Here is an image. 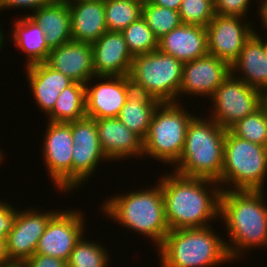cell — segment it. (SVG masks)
Returning a JSON list of instances; mask_svg holds the SVG:
<instances>
[{
	"mask_svg": "<svg viewBox=\"0 0 267 267\" xmlns=\"http://www.w3.org/2000/svg\"><path fill=\"white\" fill-rule=\"evenodd\" d=\"M158 49L183 63L204 57L209 54L206 27L182 23L158 40Z\"/></svg>",
	"mask_w": 267,
	"mask_h": 267,
	"instance_id": "ffe728a7",
	"label": "cell"
},
{
	"mask_svg": "<svg viewBox=\"0 0 267 267\" xmlns=\"http://www.w3.org/2000/svg\"><path fill=\"white\" fill-rule=\"evenodd\" d=\"M211 226L170 230L155 249L159 267H217L233 262L223 239Z\"/></svg>",
	"mask_w": 267,
	"mask_h": 267,
	"instance_id": "5b68a950",
	"label": "cell"
},
{
	"mask_svg": "<svg viewBox=\"0 0 267 267\" xmlns=\"http://www.w3.org/2000/svg\"><path fill=\"white\" fill-rule=\"evenodd\" d=\"M183 0H151L150 2L157 6L179 11Z\"/></svg>",
	"mask_w": 267,
	"mask_h": 267,
	"instance_id": "ab89813d",
	"label": "cell"
},
{
	"mask_svg": "<svg viewBox=\"0 0 267 267\" xmlns=\"http://www.w3.org/2000/svg\"><path fill=\"white\" fill-rule=\"evenodd\" d=\"M215 14L247 18L252 0H213ZM251 2V3H250Z\"/></svg>",
	"mask_w": 267,
	"mask_h": 267,
	"instance_id": "e575fe53",
	"label": "cell"
},
{
	"mask_svg": "<svg viewBox=\"0 0 267 267\" xmlns=\"http://www.w3.org/2000/svg\"><path fill=\"white\" fill-rule=\"evenodd\" d=\"M265 57H267V38L265 39Z\"/></svg>",
	"mask_w": 267,
	"mask_h": 267,
	"instance_id": "7dc6e473",
	"label": "cell"
},
{
	"mask_svg": "<svg viewBox=\"0 0 267 267\" xmlns=\"http://www.w3.org/2000/svg\"><path fill=\"white\" fill-rule=\"evenodd\" d=\"M266 178L267 147L239 138L227 130L219 182L222 191L263 190Z\"/></svg>",
	"mask_w": 267,
	"mask_h": 267,
	"instance_id": "8992f818",
	"label": "cell"
},
{
	"mask_svg": "<svg viewBox=\"0 0 267 267\" xmlns=\"http://www.w3.org/2000/svg\"><path fill=\"white\" fill-rule=\"evenodd\" d=\"M46 63L73 81L82 84H86L95 76L90 43L73 40L66 42L51 49Z\"/></svg>",
	"mask_w": 267,
	"mask_h": 267,
	"instance_id": "ac0fdd59",
	"label": "cell"
},
{
	"mask_svg": "<svg viewBox=\"0 0 267 267\" xmlns=\"http://www.w3.org/2000/svg\"><path fill=\"white\" fill-rule=\"evenodd\" d=\"M13 23L11 40H14V46L23 51L28 58L24 67L46 62L51 49L46 43L43 30L27 15L16 19Z\"/></svg>",
	"mask_w": 267,
	"mask_h": 267,
	"instance_id": "cb8c5ba5",
	"label": "cell"
},
{
	"mask_svg": "<svg viewBox=\"0 0 267 267\" xmlns=\"http://www.w3.org/2000/svg\"><path fill=\"white\" fill-rule=\"evenodd\" d=\"M245 19L215 14L206 26L209 54L232 66L256 29L253 27L255 23Z\"/></svg>",
	"mask_w": 267,
	"mask_h": 267,
	"instance_id": "7c38bea8",
	"label": "cell"
},
{
	"mask_svg": "<svg viewBox=\"0 0 267 267\" xmlns=\"http://www.w3.org/2000/svg\"><path fill=\"white\" fill-rule=\"evenodd\" d=\"M7 267H23V266L21 264L12 263L11 265H9Z\"/></svg>",
	"mask_w": 267,
	"mask_h": 267,
	"instance_id": "bcb514c9",
	"label": "cell"
},
{
	"mask_svg": "<svg viewBox=\"0 0 267 267\" xmlns=\"http://www.w3.org/2000/svg\"><path fill=\"white\" fill-rule=\"evenodd\" d=\"M16 209L12 230L6 238V253L11 263L21 264L35 254L39 238L57 210ZM43 211V212H42Z\"/></svg>",
	"mask_w": 267,
	"mask_h": 267,
	"instance_id": "4fadbf2b",
	"label": "cell"
},
{
	"mask_svg": "<svg viewBox=\"0 0 267 267\" xmlns=\"http://www.w3.org/2000/svg\"><path fill=\"white\" fill-rule=\"evenodd\" d=\"M72 150V190L74 192V189L88 182L91 175H94L100 161L109 162V160L102 149L78 148L77 144H73Z\"/></svg>",
	"mask_w": 267,
	"mask_h": 267,
	"instance_id": "4316f807",
	"label": "cell"
},
{
	"mask_svg": "<svg viewBox=\"0 0 267 267\" xmlns=\"http://www.w3.org/2000/svg\"><path fill=\"white\" fill-rule=\"evenodd\" d=\"M179 102L160 103L143 140V157L174 166L183 151L188 124L195 114ZM185 107V108H184Z\"/></svg>",
	"mask_w": 267,
	"mask_h": 267,
	"instance_id": "52a82bcc",
	"label": "cell"
},
{
	"mask_svg": "<svg viewBox=\"0 0 267 267\" xmlns=\"http://www.w3.org/2000/svg\"><path fill=\"white\" fill-rule=\"evenodd\" d=\"M53 0H0V12L1 10H8L10 8H15L16 9H28L30 10L29 13H31V11H35L36 9L51 3ZM1 24H0V51L3 50L1 48H3L4 46V42L6 43V37H5V33L2 32L1 29ZM5 37V38H4Z\"/></svg>",
	"mask_w": 267,
	"mask_h": 267,
	"instance_id": "d590c367",
	"label": "cell"
},
{
	"mask_svg": "<svg viewBox=\"0 0 267 267\" xmlns=\"http://www.w3.org/2000/svg\"><path fill=\"white\" fill-rule=\"evenodd\" d=\"M107 31L122 32L142 17V7L129 0H104Z\"/></svg>",
	"mask_w": 267,
	"mask_h": 267,
	"instance_id": "f1b7e54d",
	"label": "cell"
},
{
	"mask_svg": "<svg viewBox=\"0 0 267 267\" xmlns=\"http://www.w3.org/2000/svg\"><path fill=\"white\" fill-rule=\"evenodd\" d=\"M258 4L260 7H258V9L256 11L258 16L260 17L259 19L261 20L259 23H261V27L263 28V32L264 30L267 32V0H259Z\"/></svg>",
	"mask_w": 267,
	"mask_h": 267,
	"instance_id": "f35d334b",
	"label": "cell"
},
{
	"mask_svg": "<svg viewBox=\"0 0 267 267\" xmlns=\"http://www.w3.org/2000/svg\"><path fill=\"white\" fill-rule=\"evenodd\" d=\"M160 103L157 99L132 89L117 118L144 140L148 134L153 114Z\"/></svg>",
	"mask_w": 267,
	"mask_h": 267,
	"instance_id": "d4e9b609",
	"label": "cell"
},
{
	"mask_svg": "<svg viewBox=\"0 0 267 267\" xmlns=\"http://www.w3.org/2000/svg\"><path fill=\"white\" fill-rule=\"evenodd\" d=\"M179 15L182 23L206 27L215 15L214 1L183 0Z\"/></svg>",
	"mask_w": 267,
	"mask_h": 267,
	"instance_id": "d6a6232c",
	"label": "cell"
},
{
	"mask_svg": "<svg viewBox=\"0 0 267 267\" xmlns=\"http://www.w3.org/2000/svg\"><path fill=\"white\" fill-rule=\"evenodd\" d=\"M73 144L78 148L102 149L98 137L96 120L90 117H83L72 122Z\"/></svg>",
	"mask_w": 267,
	"mask_h": 267,
	"instance_id": "836d02e7",
	"label": "cell"
},
{
	"mask_svg": "<svg viewBox=\"0 0 267 267\" xmlns=\"http://www.w3.org/2000/svg\"><path fill=\"white\" fill-rule=\"evenodd\" d=\"M230 73L231 66L228 63L210 54L185 62L178 96L198 95L211 99L217 87Z\"/></svg>",
	"mask_w": 267,
	"mask_h": 267,
	"instance_id": "9a60e30c",
	"label": "cell"
},
{
	"mask_svg": "<svg viewBox=\"0 0 267 267\" xmlns=\"http://www.w3.org/2000/svg\"><path fill=\"white\" fill-rule=\"evenodd\" d=\"M147 189H135L106 198L101 207L107 218L126 229L151 239L156 249L170 231L165 217V203L160 181ZM149 188V189H148ZM144 189V190H143ZM109 199V200H108ZM103 210V211H102Z\"/></svg>",
	"mask_w": 267,
	"mask_h": 267,
	"instance_id": "3957f363",
	"label": "cell"
},
{
	"mask_svg": "<svg viewBox=\"0 0 267 267\" xmlns=\"http://www.w3.org/2000/svg\"><path fill=\"white\" fill-rule=\"evenodd\" d=\"M11 264L6 253V239H0V267H7Z\"/></svg>",
	"mask_w": 267,
	"mask_h": 267,
	"instance_id": "60d3db41",
	"label": "cell"
},
{
	"mask_svg": "<svg viewBox=\"0 0 267 267\" xmlns=\"http://www.w3.org/2000/svg\"><path fill=\"white\" fill-rule=\"evenodd\" d=\"M122 34L133 57L158 49V39L143 17L131 23L122 31Z\"/></svg>",
	"mask_w": 267,
	"mask_h": 267,
	"instance_id": "f546056e",
	"label": "cell"
},
{
	"mask_svg": "<svg viewBox=\"0 0 267 267\" xmlns=\"http://www.w3.org/2000/svg\"><path fill=\"white\" fill-rule=\"evenodd\" d=\"M81 212L78 209L58 210L49 220L43 235L39 238L35 254L68 261L76 243L87 232L84 230L85 214Z\"/></svg>",
	"mask_w": 267,
	"mask_h": 267,
	"instance_id": "8fae6325",
	"label": "cell"
},
{
	"mask_svg": "<svg viewBox=\"0 0 267 267\" xmlns=\"http://www.w3.org/2000/svg\"><path fill=\"white\" fill-rule=\"evenodd\" d=\"M197 114L188 124L181 157L175 173L220 182L226 129L210 117Z\"/></svg>",
	"mask_w": 267,
	"mask_h": 267,
	"instance_id": "277c9868",
	"label": "cell"
},
{
	"mask_svg": "<svg viewBox=\"0 0 267 267\" xmlns=\"http://www.w3.org/2000/svg\"><path fill=\"white\" fill-rule=\"evenodd\" d=\"M132 1L135 4H138L142 8L145 7L148 3H150L151 0H129Z\"/></svg>",
	"mask_w": 267,
	"mask_h": 267,
	"instance_id": "7bdbcfd3",
	"label": "cell"
},
{
	"mask_svg": "<svg viewBox=\"0 0 267 267\" xmlns=\"http://www.w3.org/2000/svg\"><path fill=\"white\" fill-rule=\"evenodd\" d=\"M93 67L96 76H127L133 56L122 32L106 31L92 44Z\"/></svg>",
	"mask_w": 267,
	"mask_h": 267,
	"instance_id": "2e32d148",
	"label": "cell"
},
{
	"mask_svg": "<svg viewBox=\"0 0 267 267\" xmlns=\"http://www.w3.org/2000/svg\"><path fill=\"white\" fill-rule=\"evenodd\" d=\"M3 201V202H2ZM16 209L11 203L0 200V239H6L16 218Z\"/></svg>",
	"mask_w": 267,
	"mask_h": 267,
	"instance_id": "8d00e7d4",
	"label": "cell"
},
{
	"mask_svg": "<svg viewBox=\"0 0 267 267\" xmlns=\"http://www.w3.org/2000/svg\"><path fill=\"white\" fill-rule=\"evenodd\" d=\"M67 4L73 41L92 44L107 31L104 0H83Z\"/></svg>",
	"mask_w": 267,
	"mask_h": 267,
	"instance_id": "7402d4cb",
	"label": "cell"
},
{
	"mask_svg": "<svg viewBox=\"0 0 267 267\" xmlns=\"http://www.w3.org/2000/svg\"><path fill=\"white\" fill-rule=\"evenodd\" d=\"M95 80L99 81L95 82ZM132 89L133 87L128 75H95L85 84L86 116L95 120L117 118Z\"/></svg>",
	"mask_w": 267,
	"mask_h": 267,
	"instance_id": "5bb4252c",
	"label": "cell"
},
{
	"mask_svg": "<svg viewBox=\"0 0 267 267\" xmlns=\"http://www.w3.org/2000/svg\"><path fill=\"white\" fill-rule=\"evenodd\" d=\"M32 14H27L44 32L50 49L72 40L69 6L63 0H53Z\"/></svg>",
	"mask_w": 267,
	"mask_h": 267,
	"instance_id": "603a6c76",
	"label": "cell"
},
{
	"mask_svg": "<svg viewBox=\"0 0 267 267\" xmlns=\"http://www.w3.org/2000/svg\"><path fill=\"white\" fill-rule=\"evenodd\" d=\"M96 126L101 148L109 163L143 157V140L118 118L97 119Z\"/></svg>",
	"mask_w": 267,
	"mask_h": 267,
	"instance_id": "e0dca14e",
	"label": "cell"
},
{
	"mask_svg": "<svg viewBox=\"0 0 267 267\" xmlns=\"http://www.w3.org/2000/svg\"><path fill=\"white\" fill-rule=\"evenodd\" d=\"M25 69L30 93L39 110L47 116L53 110L60 93L75 81L46 62L29 65Z\"/></svg>",
	"mask_w": 267,
	"mask_h": 267,
	"instance_id": "d6986e66",
	"label": "cell"
},
{
	"mask_svg": "<svg viewBox=\"0 0 267 267\" xmlns=\"http://www.w3.org/2000/svg\"><path fill=\"white\" fill-rule=\"evenodd\" d=\"M42 146L43 162L52 184L60 193L72 190V122L46 123ZM63 191V192H62Z\"/></svg>",
	"mask_w": 267,
	"mask_h": 267,
	"instance_id": "30bf717a",
	"label": "cell"
},
{
	"mask_svg": "<svg viewBox=\"0 0 267 267\" xmlns=\"http://www.w3.org/2000/svg\"><path fill=\"white\" fill-rule=\"evenodd\" d=\"M76 243L67 261V267H108L110 251L102 243L84 239ZM102 244V245H101Z\"/></svg>",
	"mask_w": 267,
	"mask_h": 267,
	"instance_id": "83f0119b",
	"label": "cell"
},
{
	"mask_svg": "<svg viewBox=\"0 0 267 267\" xmlns=\"http://www.w3.org/2000/svg\"><path fill=\"white\" fill-rule=\"evenodd\" d=\"M256 31L257 29L245 43L238 59L232 64L231 73L249 86L262 91L267 89V57H265V38Z\"/></svg>",
	"mask_w": 267,
	"mask_h": 267,
	"instance_id": "44dd1931",
	"label": "cell"
},
{
	"mask_svg": "<svg viewBox=\"0 0 267 267\" xmlns=\"http://www.w3.org/2000/svg\"><path fill=\"white\" fill-rule=\"evenodd\" d=\"M4 152H2V150L0 149V164H2V161H3V159L5 158L4 157V155L5 154H3Z\"/></svg>",
	"mask_w": 267,
	"mask_h": 267,
	"instance_id": "ee69618b",
	"label": "cell"
},
{
	"mask_svg": "<svg viewBox=\"0 0 267 267\" xmlns=\"http://www.w3.org/2000/svg\"><path fill=\"white\" fill-rule=\"evenodd\" d=\"M261 107L265 110L267 115V89L261 91Z\"/></svg>",
	"mask_w": 267,
	"mask_h": 267,
	"instance_id": "b9f144b4",
	"label": "cell"
},
{
	"mask_svg": "<svg viewBox=\"0 0 267 267\" xmlns=\"http://www.w3.org/2000/svg\"><path fill=\"white\" fill-rule=\"evenodd\" d=\"M65 3H75L77 1H83V0H63Z\"/></svg>",
	"mask_w": 267,
	"mask_h": 267,
	"instance_id": "f6af8a7d",
	"label": "cell"
},
{
	"mask_svg": "<svg viewBox=\"0 0 267 267\" xmlns=\"http://www.w3.org/2000/svg\"><path fill=\"white\" fill-rule=\"evenodd\" d=\"M235 136L267 147V115L260 107L229 129Z\"/></svg>",
	"mask_w": 267,
	"mask_h": 267,
	"instance_id": "4dcf8cb0",
	"label": "cell"
},
{
	"mask_svg": "<svg viewBox=\"0 0 267 267\" xmlns=\"http://www.w3.org/2000/svg\"><path fill=\"white\" fill-rule=\"evenodd\" d=\"M171 172L159 178L170 230L203 228L220 220L222 188L218 182Z\"/></svg>",
	"mask_w": 267,
	"mask_h": 267,
	"instance_id": "6da1fadb",
	"label": "cell"
},
{
	"mask_svg": "<svg viewBox=\"0 0 267 267\" xmlns=\"http://www.w3.org/2000/svg\"><path fill=\"white\" fill-rule=\"evenodd\" d=\"M85 116V84L74 82L60 93L47 121L70 123Z\"/></svg>",
	"mask_w": 267,
	"mask_h": 267,
	"instance_id": "484cf974",
	"label": "cell"
},
{
	"mask_svg": "<svg viewBox=\"0 0 267 267\" xmlns=\"http://www.w3.org/2000/svg\"><path fill=\"white\" fill-rule=\"evenodd\" d=\"M211 98L208 99L212 101L209 117L226 130L261 107V90L249 86L232 73Z\"/></svg>",
	"mask_w": 267,
	"mask_h": 267,
	"instance_id": "9c48e42d",
	"label": "cell"
},
{
	"mask_svg": "<svg viewBox=\"0 0 267 267\" xmlns=\"http://www.w3.org/2000/svg\"><path fill=\"white\" fill-rule=\"evenodd\" d=\"M142 17L159 40L182 24L179 11L148 3L142 8Z\"/></svg>",
	"mask_w": 267,
	"mask_h": 267,
	"instance_id": "1f68e13d",
	"label": "cell"
},
{
	"mask_svg": "<svg viewBox=\"0 0 267 267\" xmlns=\"http://www.w3.org/2000/svg\"><path fill=\"white\" fill-rule=\"evenodd\" d=\"M265 190H224L220 220L227 229L225 244L232 261L255 248H267V200ZM249 249V250H248ZM234 259V260H233Z\"/></svg>",
	"mask_w": 267,
	"mask_h": 267,
	"instance_id": "7a4b0ae2",
	"label": "cell"
},
{
	"mask_svg": "<svg viewBox=\"0 0 267 267\" xmlns=\"http://www.w3.org/2000/svg\"><path fill=\"white\" fill-rule=\"evenodd\" d=\"M21 265L23 267H67V261L57 257L34 254L23 261Z\"/></svg>",
	"mask_w": 267,
	"mask_h": 267,
	"instance_id": "74e56055",
	"label": "cell"
},
{
	"mask_svg": "<svg viewBox=\"0 0 267 267\" xmlns=\"http://www.w3.org/2000/svg\"><path fill=\"white\" fill-rule=\"evenodd\" d=\"M183 62L159 49L133 57L128 74L133 89L161 103L179 102ZM178 98V99H177ZM179 100V101H178Z\"/></svg>",
	"mask_w": 267,
	"mask_h": 267,
	"instance_id": "ba28073f",
	"label": "cell"
}]
</instances>
